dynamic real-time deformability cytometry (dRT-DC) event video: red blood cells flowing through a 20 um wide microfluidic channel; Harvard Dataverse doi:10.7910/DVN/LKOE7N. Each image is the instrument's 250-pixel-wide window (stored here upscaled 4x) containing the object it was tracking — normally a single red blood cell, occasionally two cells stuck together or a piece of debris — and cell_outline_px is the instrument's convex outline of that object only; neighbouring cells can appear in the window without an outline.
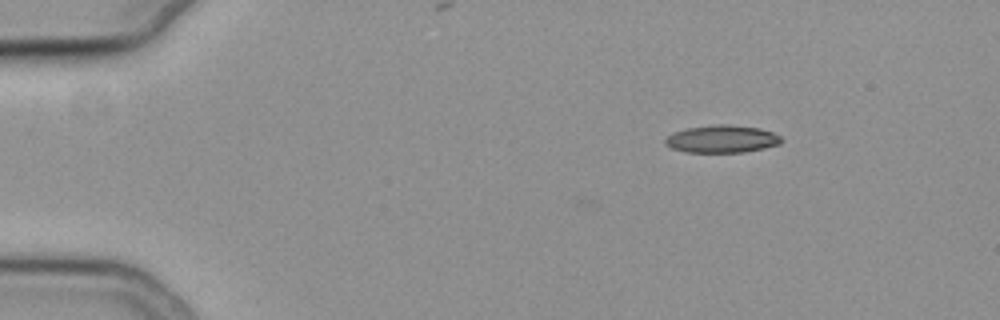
{"species": "common noctule bat (a hibernating species)", "species_latin": "Nyctalus noctula", "temperature_condition": "cold", "stored_images_in_passage": 48, "camera_frame_rate_fps": 3000, "um_per_image_px": 0.085, "animal": {"sex": "female", "body_mass_g": 19.3, "forearm_length_mm": 54.1}, "frame": {"image": 1, "passage_image": 1, "time_ms": 0.0, "image_size_px": [1000, 320], "cell_outline_px": [[784, 140], [780, 144], [764, 148], [744, 152], [684, 152], [672, 148], [664, 144], [664, 140], [668, 136], [676, 132], [688, 128], [716, 124], [724, 124], [760, 128], [772, 132], [780, 136]], "centroid_in_image_um": [61.38, 11.82], "position_along_channel_um": 23.6, "area_um2": 18.55}}
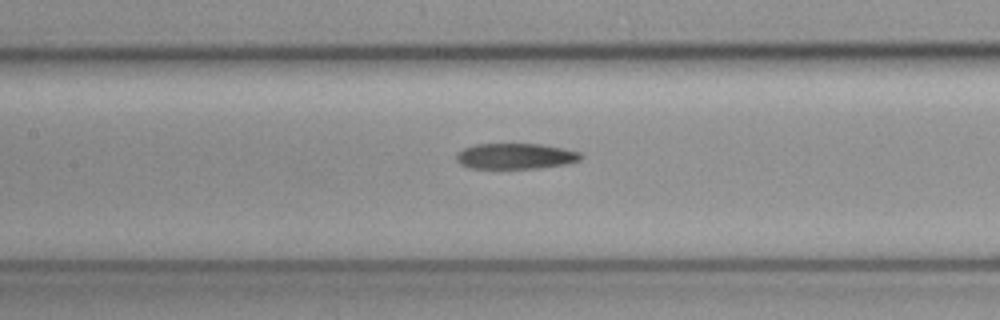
{"frame": {"image": 2, "passage_image": 19, "time_ms": 6.0, "image_size_px": [1000, 320], "cell_outline_px": [[580, 160], [564, 164], [540, 168], [468, 168], [460, 164], [456, 160], [456, 156], [464, 148], [476, 144], [540, 144], [580, 152]], "centroid_in_image_um": [43.78, 13.28], "position_along_channel_um": 163.6, "area_um2": 18.38}}
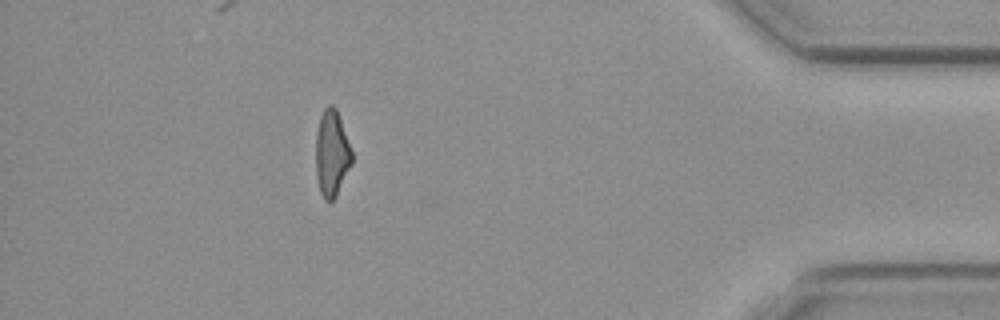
{"frame": {"image": 3, "passage_image": 42, "time_ms": 13.667, "image_size_px": [1000, 320], "cell_outline_px": [[352, 164], [336, 196], [332, 200], [324, 200], [320, 192], [316, 176], [316, 132], [320, 116], [324, 108], [328, 104], [332, 104], [336, 108], [352, 152]], "centroid_in_image_um": [28.19, 13.03], "position_along_channel_um": 407.0, "area_um2": 18.09}}